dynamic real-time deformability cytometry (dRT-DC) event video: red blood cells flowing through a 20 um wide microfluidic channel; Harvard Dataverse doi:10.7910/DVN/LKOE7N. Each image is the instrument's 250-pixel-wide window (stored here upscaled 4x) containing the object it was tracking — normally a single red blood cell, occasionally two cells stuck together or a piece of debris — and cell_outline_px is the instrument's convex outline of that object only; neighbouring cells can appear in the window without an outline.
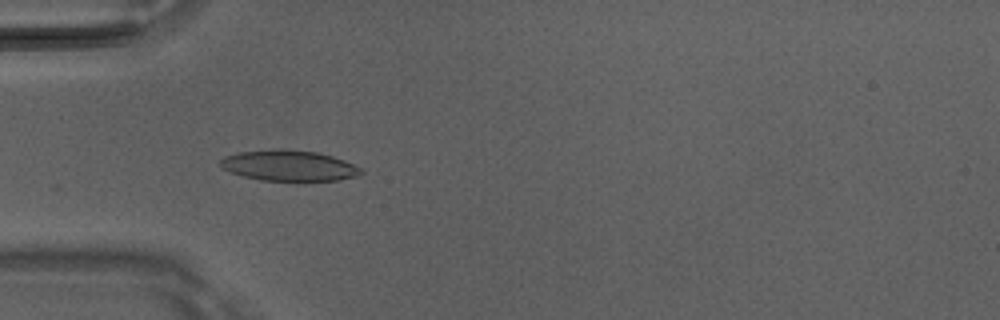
{"species": "Egyptian fruit bat (a non-hibernating species)", "species_latin": "Rousettus aegyptiacus", "temperature_condition": "room temperature", "stored_images_in_passage": 5, "camera_frame_rate_fps": 3000, "um_per_image_px": 0.085, "animal": {"sex": "male"}, "frame": {"image": 1, "passage_image": 4, "time_ms": 1.0, "image_size_px": [1000, 320], "cell_outline_px": [[364, 172], [356, 176], [340, 180], [260, 180], [244, 176], [220, 168], [220, 160], [224, 156], [240, 152], [316, 152], [332, 156], [344, 160], [364, 168]], "centroid_in_image_um": [24.62, 14.12], "position_along_channel_um": 60.4, "area_um2": 24.04}}